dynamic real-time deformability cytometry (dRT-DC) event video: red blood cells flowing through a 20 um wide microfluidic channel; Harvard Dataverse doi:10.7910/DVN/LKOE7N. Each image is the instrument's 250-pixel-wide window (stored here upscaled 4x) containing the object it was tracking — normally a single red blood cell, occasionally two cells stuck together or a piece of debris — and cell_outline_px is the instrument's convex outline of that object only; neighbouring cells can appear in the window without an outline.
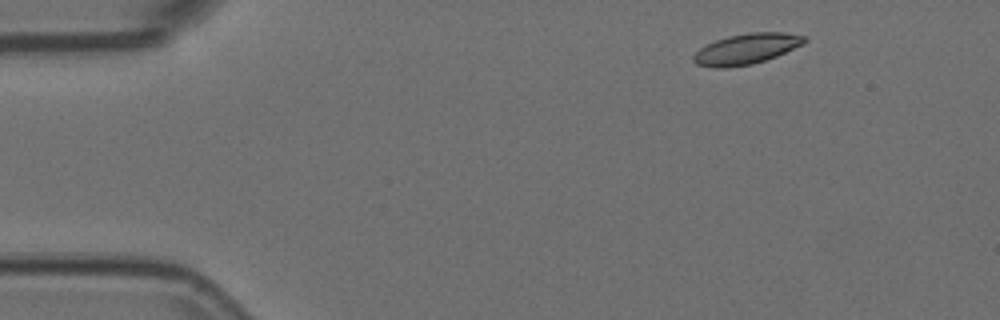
{"species": "Egyptian fruit bat (a non-hibernating species)", "species_latin": "Rousettus aegyptiacus", "temperature_condition": "room temperature", "stored_images_in_passage": 4, "camera_frame_rate_fps": 3000, "um_per_image_px": 0.085, "animal": {"sex": "female"}, "frame": {"image": 1, "passage_image": 2, "time_ms": 0.333, "image_size_px": [1000, 320], "cell_outline_px": [[804, 44], [776, 56], [752, 64], [728, 68], [716, 68], [696, 64], [692, 60], [692, 56], [700, 48], [716, 40], [728, 36], [752, 32], [784, 32], [804, 36]], "centroid_in_image_um": [63.41, 4.16], "position_along_channel_um": 21.6, "area_um2": 19.59}}
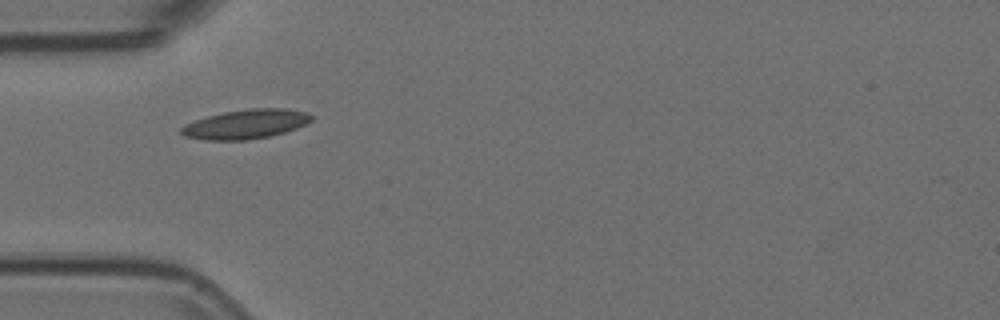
{"frame": {"image": 2, "passage_image": 4, "time_ms": 1.0, "image_size_px": [1000, 320], "cell_outline_px": [[312, 120], [296, 128], [284, 132], [268, 136], [244, 140], [204, 140], [184, 136], [180, 132], [180, 128], [184, 124], [208, 116], [224, 112], [252, 108], [284, 108], [308, 112], [312, 116]], "centroid_in_image_um": [20.87, 10.55], "position_along_channel_um": 64.1, "area_um2": 22.08}}